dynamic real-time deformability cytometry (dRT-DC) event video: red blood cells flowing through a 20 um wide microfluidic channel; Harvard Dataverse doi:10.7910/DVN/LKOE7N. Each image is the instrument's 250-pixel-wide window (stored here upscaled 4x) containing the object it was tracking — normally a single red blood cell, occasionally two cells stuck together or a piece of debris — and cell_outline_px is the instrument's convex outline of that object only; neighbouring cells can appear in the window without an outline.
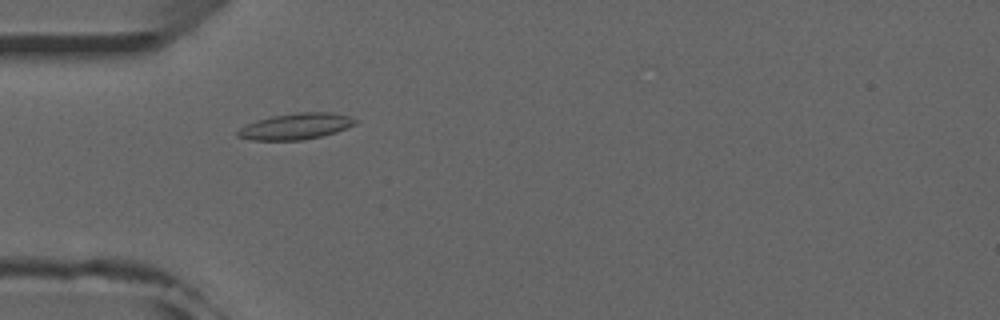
{"species": "common noctule bat (a hibernating species)", "species_latin": "Nyctalus noctula", "temperature_condition": "room temperature", "stored_images_in_passage": 52, "camera_frame_rate_fps": 3000, "um_per_image_px": 0.085, "animal": {"sex": "male", "forearm_length_mm": 52.5}, "frame": {"image": 1, "passage_image": 16, "time_ms": 5.0, "image_size_px": [1000, 320], "cell_outline_px": [[360, 120], [356, 124], [336, 132], [304, 140], [252, 140], [236, 136], [236, 132], [240, 128], [256, 120], [272, 116], [296, 112], [332, 112], [348, 116]], "centroid_in_image_um": [25.16, 10.73], "position_along_channel_um": 59.8, "area_um2": 17.98}}
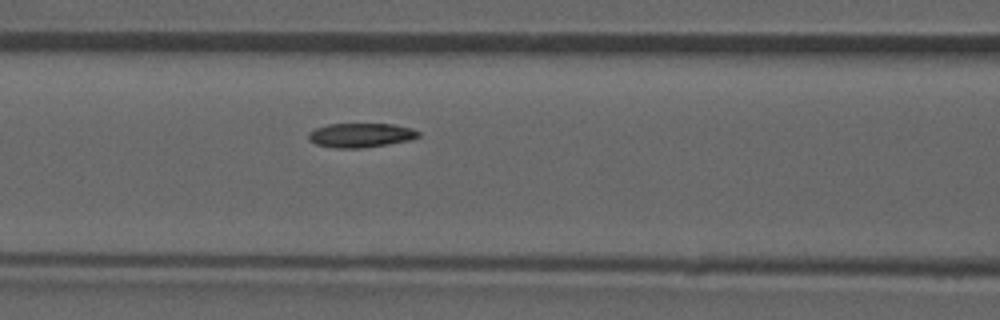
{"frame": {"image": 2, "passage_image": 22, "time_ms": 7.0, "image_size_px": [1000, 320], "cell_outline_px": [[420, 136], [408, 140], [388, 144], [364, 148], [336, 148], [316, 144], [308, 140], [308, 132], [316, 128], [328, 124], [392, 124], [412, 128], [420, 132]], "centroid_in_image_um": [30.65, 11.49], "position_along_channel_um": 136.0, "area_um2": 15.55}}
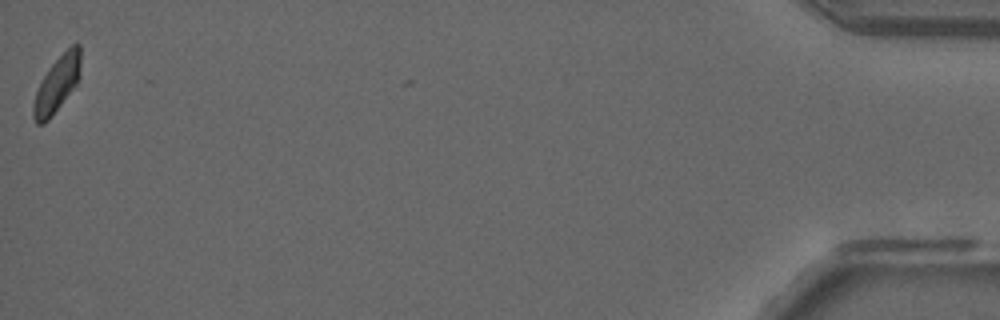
{"frame": {"image": 3, "passage_image": 52, "time_ms": 17.0, "image_size_px": [1000, 320], "cell_outline_px": [[80, 68], [76, 84], [52, 116], [44, 124], [36, 124], [32, 116], [32, 108], [36, 92], [48, 68], [72, 44], [80, 44]], "centroid_in_image_um": [4.82, 7.19], "position_along_channel_um": 430.4, "area_um2": 15.03}, "authors_computed_cell_mechanics": {"area_um2": 16.2129, "velocity_mm_per_s": 3.943, "shape_relaxation_time_tau1_ms": 8.589, "shape_relaxation_time_tau2_ms": 4.8178, "deformation_change_tau1": 0.1734, "deformation_change_tau2": 0.0594}}